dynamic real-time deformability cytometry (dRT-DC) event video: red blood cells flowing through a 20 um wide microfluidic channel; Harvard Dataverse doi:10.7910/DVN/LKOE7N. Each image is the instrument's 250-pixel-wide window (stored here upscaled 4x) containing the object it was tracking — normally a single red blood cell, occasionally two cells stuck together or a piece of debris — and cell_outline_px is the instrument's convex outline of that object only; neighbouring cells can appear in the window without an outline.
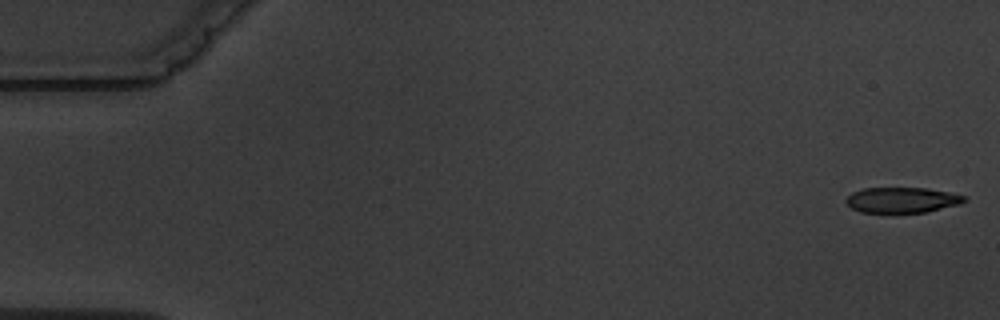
{"species": "common noctule bat (a hibernating species)", "species_latin": "Nyctalus noctula", "temperature_condition": "warm", "stored_images_in_passage": 5, "camera_frame_rate_fps": 3000, "um_per_image_px": 0.085, "animal": {"sex": "male", "body_mass_g": 19.5, "forearm_length_mm": 54.6}, "frame": {"image": 1, "passage_image": 1, "time_ms": 0.0, "image_size_px": [1000, 320], "cell_outline_px": [[968, 200], [960, 204], [928, 212], [892, 216], [860, 212], [852, 208], [844, 200], [852, 192], [864, 188], [924, 188], [948, 192], [968, 196]], "centroid_in_image_um": [76.67, 17.06], "position_along_channel_um": 8.3, "area_um2": 18.55}}
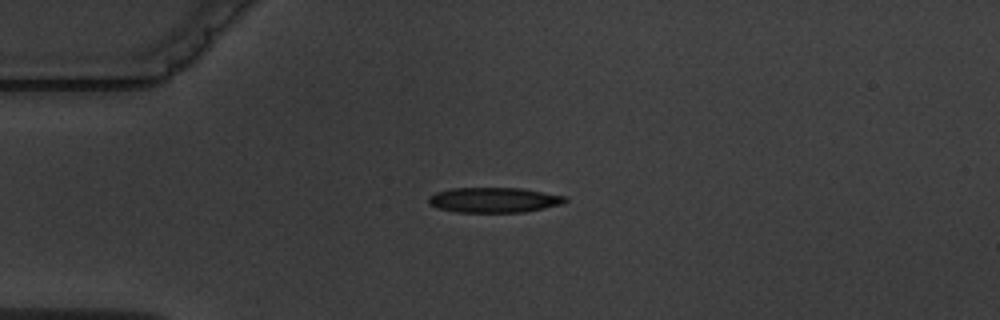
{"frame": {"image": 2, "passage_image": 4, "time_ms": 4.333, "image_size_px": [1000, 320], "cell_outline_px": [[568, 200], [564, 204], [524, 212], [456, 212], [436, 208], [428, 204], [428, 196], [436, 192], [452, 188], [520, 188], [568, 196]], "centroid_in_image_um": [41.99, 17.0], "position_along_channel_um": 43.0, "area_um2": 20.23}}